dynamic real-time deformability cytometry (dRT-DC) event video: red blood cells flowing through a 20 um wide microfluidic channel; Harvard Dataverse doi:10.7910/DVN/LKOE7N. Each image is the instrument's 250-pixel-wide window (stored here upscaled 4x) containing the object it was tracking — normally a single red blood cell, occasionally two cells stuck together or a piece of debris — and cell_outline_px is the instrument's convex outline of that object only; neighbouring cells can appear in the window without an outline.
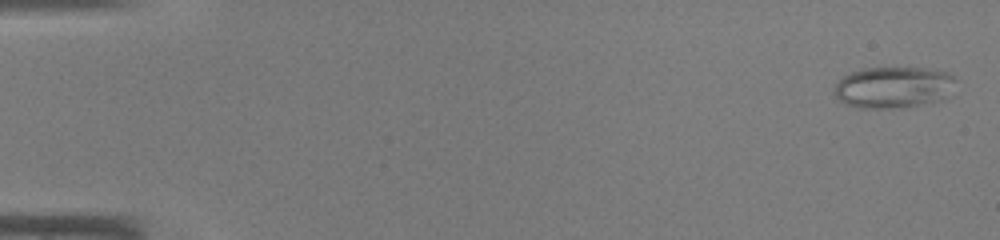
{"species": "common noctule bat (a hibernating species)", "species_latin": "Nyctalus noctula", "temperature_condition": "warm", "stored_images_in_passage": 45, "camera_frame_rate_fps": 3000, "um_per_image_px": 0.085, "animal": {"sex": "male", "body_mass_g": 19.0, "forearm_length_mm": 50.8}, "frame": {"image": 1, "passage_image": 1, "time_ms": 0.0, "image_size_px": [1000, 240], "cell_outline_px": [[956, 80], [944, 100], [900, 108], [856, 108], [844, 104], [832, 92], [836, 84], [844, 76], [852, 72], [864, 68], [928, 68], [948, 72], [956, 76]], "centroid_in_image_um": [75.95, 7.43], "position_along_channel_um": 9.1, "area_um2": 29.54}}
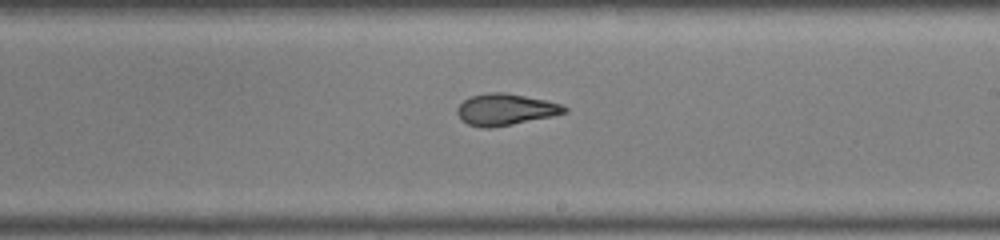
{"frame": {"image": 2, "passage_image": 27, "time_ms": 8.667, "image_size_px": [1000, 240], "cell_outline_px": [[568, 112], [552, 116], [512, 124], [488, 128], [480, 128], [468, 124], [460, 120], [456, 112], [456, 108], [464, 100], [472, 96], [488, 92], [504, 92], [544, 100], [560, 104], [568, 108]], "centroid_in_image_um": [42.92, 9.31], "position_along_channel_um": 246.1, "area_um2": 19.59}}
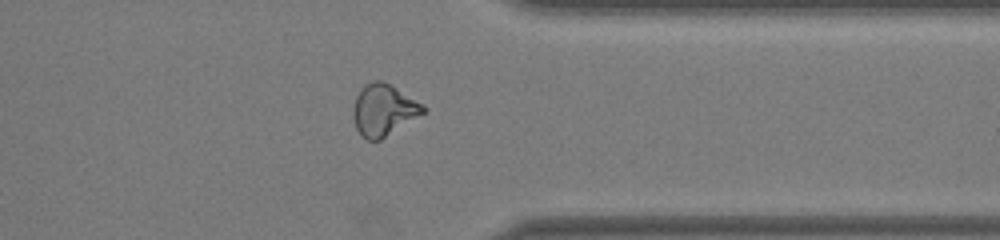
{"frame": {"image": 3, "passage_image": 36, "time_ms": 11.667, "image_size_px": [1000, 240], "cell_outline_px": [[428, 108], [424, 112], [380, 140], [368, 140], [356, 128], [352, 116], [352, 108], [356, 96], [360, 88], [364, 84], [372, 80], [384, 80], [424, 104]], "centroid_in_image_um": [32.59, 9.3], "position_along_channel_um": 378.8, "area_um2": 21.1}}